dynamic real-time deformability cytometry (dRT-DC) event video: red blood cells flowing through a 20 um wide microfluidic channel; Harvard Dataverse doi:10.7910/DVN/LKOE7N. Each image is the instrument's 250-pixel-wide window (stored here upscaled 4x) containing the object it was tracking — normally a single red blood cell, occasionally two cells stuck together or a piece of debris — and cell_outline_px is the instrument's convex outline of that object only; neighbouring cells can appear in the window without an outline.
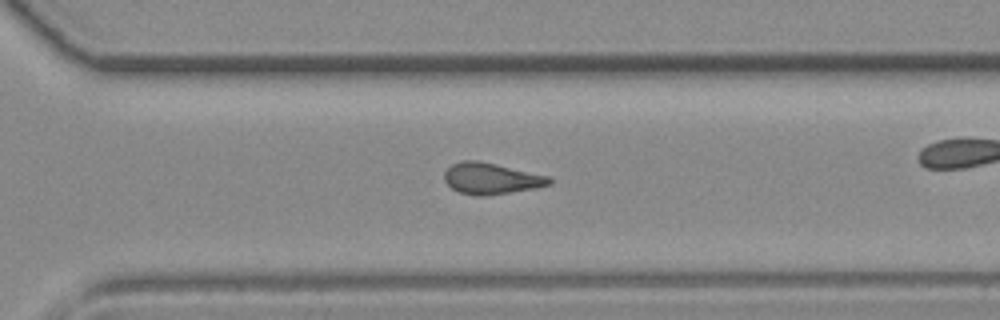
{"species": "common noctule bat (a hibernating species)", "species_latin": "Nyctalus noctula", "temperature_condition": "room temperature", "stored_images_in_passage": 31, "camera_frame_rate_fps": 3000, "um_per_image_px": 0.085, "animal": {"sex": "female", "body_mass_g": 19.3, "forearm_length_mm": 54.1}, "frame": {"image": 1, "passage_image": 18, "time_ms": 5.667, "image_size_px": [1000, 320], "cell_outline_px": [[552, 184], [536, 188], [488, 196], [476, 196], [460, 192], [452, 188], [444, 180], [444, 172], [452, 164], [464, 160], [480, 160], [548, 176], [552, 180]], "centroid_in_image_um": [41.75, 15.18], "position_along_channel_um": 328.8, "area_um2": 19.19}}